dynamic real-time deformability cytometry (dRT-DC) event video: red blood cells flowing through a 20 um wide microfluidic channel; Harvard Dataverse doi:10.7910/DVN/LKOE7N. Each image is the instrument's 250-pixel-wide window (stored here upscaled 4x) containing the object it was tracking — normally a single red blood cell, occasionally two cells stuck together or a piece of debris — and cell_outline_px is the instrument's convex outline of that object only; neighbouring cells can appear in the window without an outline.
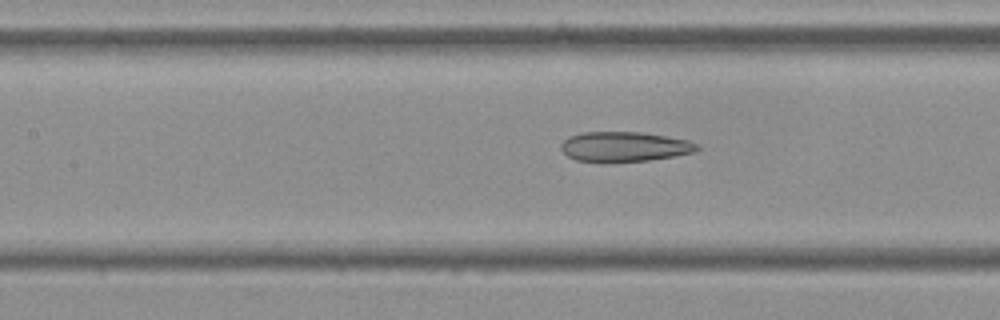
{"species": "Egyptian fruit bat (a non-hibernating species)", "species_latin": "Rousettus aegyptiacus", "temperature_condition": "cold", "stored_images_in_passage": 22, "camera_frame_rate_fps": 3000, "um_per_image_px": 0.085, "frame": {"image": 1, "passage_image": 19, "time_ms": 6.0, "image_size_px": [1000, 320], "cell_outline_px": [[700, 148], [696, 152], [676, 156], [648, 160], [604, 164], [600, 164], [576, 160], [568, 156], [560, 148], [560, 144], [568, 136], [584, 132], [640, 132], [688, 140], [696, 144]], "centroid_in_image_um": [53.03, 12.5], "position_along_channel_um": 154.4, "area_um2": 24.22}}